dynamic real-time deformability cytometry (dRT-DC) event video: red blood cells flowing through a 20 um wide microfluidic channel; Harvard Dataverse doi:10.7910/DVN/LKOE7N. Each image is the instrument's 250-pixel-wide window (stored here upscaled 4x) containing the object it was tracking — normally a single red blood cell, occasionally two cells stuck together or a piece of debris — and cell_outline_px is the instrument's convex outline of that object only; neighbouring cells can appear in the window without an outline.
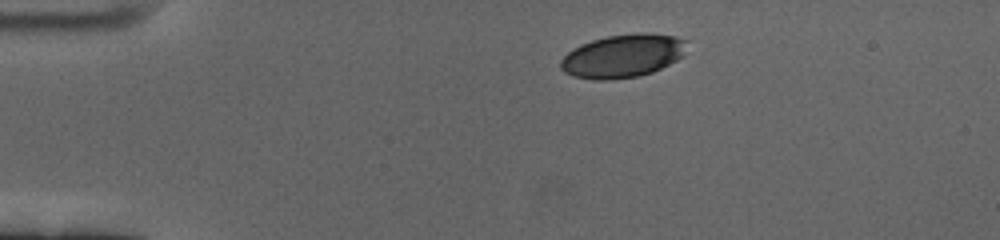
{"species": "human", "species_latin": "Homo sapiens", "temperature_condition": "cold", "stored_images_in_passage": 49, "camera_frame_rate_fps": 3000, "um_per_image_px": 0.085, "donor": {"sex": "female"}, "frame": {"image": 1, "passage_image": 1, "time_ms": 0.0, "image_size_px": [1000, 240], "cell_outline_px": [[688, 40], [684, 56], [652, 72], [640, 76], [608, 80], [596, 80], [572, 76], [564, 72], [560, 68], [560, 60], [572, 48], [580, 44], [592, 40], [608, 36], [636, 32], [648, 32], [676, 36]], "centroid_in_image_um": [52.95, 4.74], "position_along_channel_um": 32.1, "area_um2": 32.19}}
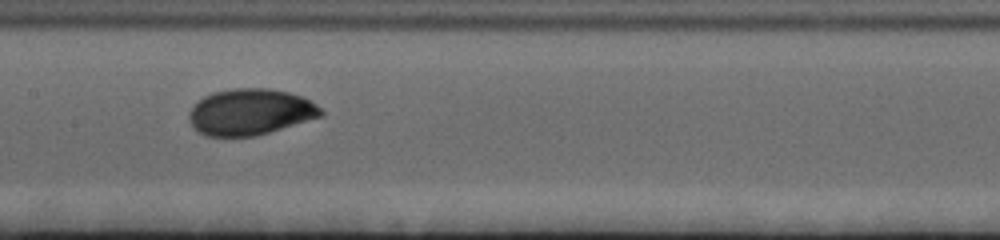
{"frame": {"image": 2, "passage_image": 20, "time_ms": 6.333, "image_size_px": [1000, 240], "cell_outline_px": [[324, 116], [268, 132], [252, 136], [208, 136], [200, 132], [188, 120], [188, 112], [204, 96], [212, 92], [236, 88], [268, 88], [288, 92], [312, 100], [324, 112]], "centroid_in_image_um": [21.3, 9.5], "position_along_channel_um": 186.1, "area_um2": 35.32}}
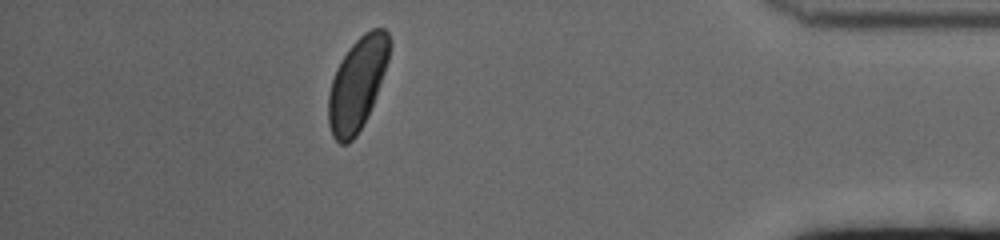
{"frame": {"image": 3, "passage_image": 43, "time_ms": 14.0, "image_size_px": [1000, 240], "cell_outline_px": [[392, 44], [388, 60], [384, 72], [372, 104], [356, 136], [348, 144], [340, 144], [332, 136], [328, 124], [328, 96], [332, 80], [336, 68], [348, 48], [364, 32], [372, 28], [384, 28], [388, 32], [392, 40]], "centroid_in_image_um": [30.36, 7.08], "position_along_channel_um": 404.8, "area_um2": 32.77}, "authors_computed_cell_mechanics": {"area_um2": 33.813, "velocity_mm_per_s": 3.3765, "shape_relaxation_time_tau1_ms": 2.2443, "shape_relaxation_time_tau2_ms": 0.9675, "deformation_change_tau1": 0.1024, "deformation_change_tau2": 0.0331}}